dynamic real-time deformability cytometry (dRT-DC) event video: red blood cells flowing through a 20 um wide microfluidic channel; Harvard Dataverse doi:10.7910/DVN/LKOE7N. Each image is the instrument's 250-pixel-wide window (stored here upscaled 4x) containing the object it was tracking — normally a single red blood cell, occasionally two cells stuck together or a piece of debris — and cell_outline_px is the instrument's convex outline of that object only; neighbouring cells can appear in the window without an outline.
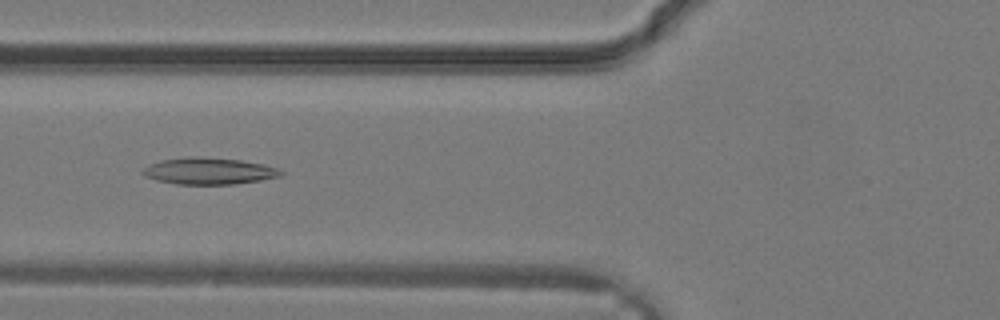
{"species": "common noctule bat (a hibernating species)", "species_latin": "Nyctalus noctula", "temperature_condition": "warm", "stored_images_in_passage": 29, "camera_frame_rate_fps": 3000, "um_per_image_px": 0.085, "animal": {"sex": "male", "body_mass_g": 19.2, "forearm_length_mm": 51.8}, "frame": {"image": 1, "passage_image": 9, "time_ms": 2.667, "image_size_px": [1000, 320], "cell_outline_px": [[284, 172], [280, 176], [260, 180], [232, 184], [176, 184], [156, 180], [144, 176], [140, 172], [148, 164], [160, 160], [188, 156], [196, 156], [240, 160], [264, 164], [280, 168]], "centroid_in_image_um": [17.73, 14.53], "position_along_channel_um": 108.1, "area_um2": 21.62}}
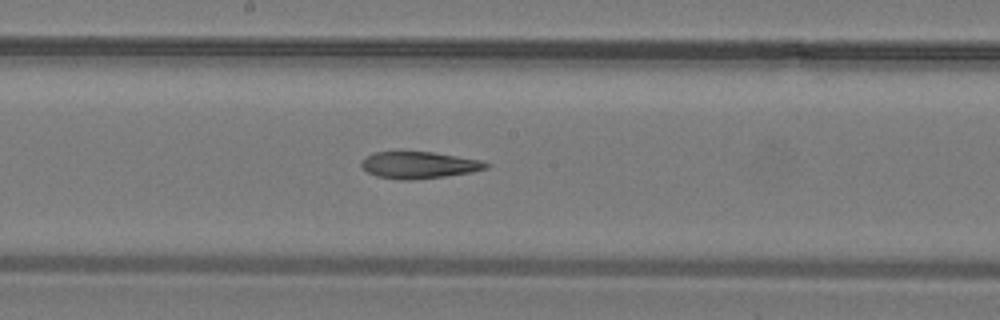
{"frame": {"image": 2, "passage_image": 14, "time_ms": 4.333, "image_size_px": [1000, 320], "cell_outline_px": [[492, 164], [488, 168], [472, 172], [444, 176], [412, 180], [400, 180], [376, 176], [368, 172], [360, 164], [360, 160], [364, 156], [372, 152], [432, 152], [484, 160]], "centroid_in_image_um": [35.63, 14.02], "position_along_channel_um": 212.6, "area_um2": 19.71}}
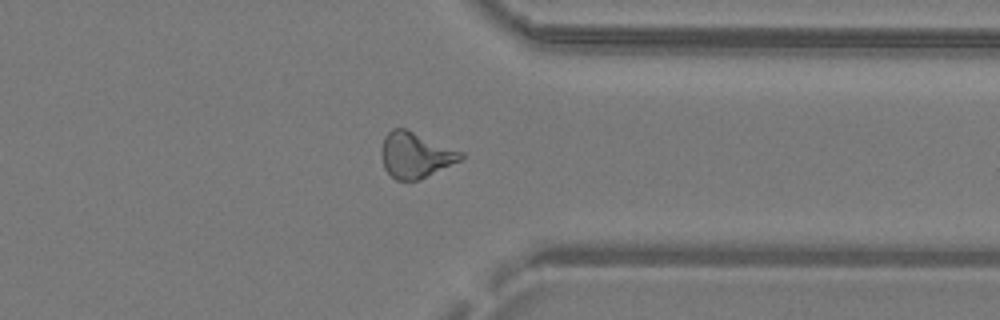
{"frame": {"image": 3, "passage_image": 22, "time_ms": 7.0, "image_size_px": [1000, 320], "cell_outline_px": [[464, 156], [460, 160], [420, 180], [396, 180], [384, 168], [380, 152], [384, 136], [392, 128], [404, 128], [464, 152]], "centroid_in_image_um": [35.29, 13.18], "position_along_channel_um": 376.1, "area_um2": 21.04}}